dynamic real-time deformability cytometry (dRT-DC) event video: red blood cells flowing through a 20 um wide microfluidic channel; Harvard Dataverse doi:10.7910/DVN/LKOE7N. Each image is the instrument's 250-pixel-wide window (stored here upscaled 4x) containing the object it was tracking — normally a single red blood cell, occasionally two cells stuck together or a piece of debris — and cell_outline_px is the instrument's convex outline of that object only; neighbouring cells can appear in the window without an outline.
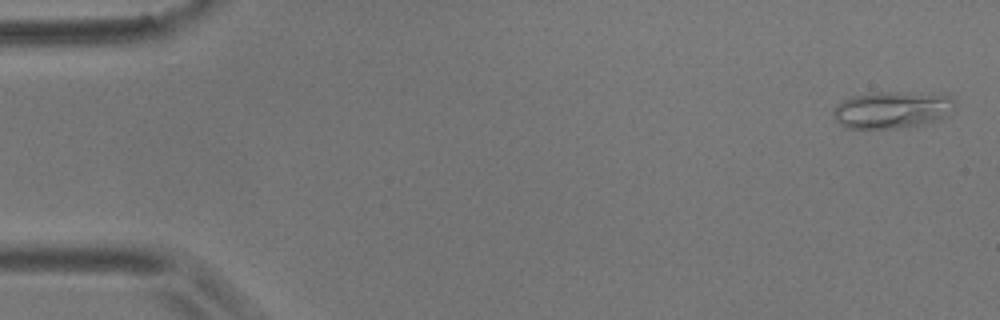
{"species": "common noctule bat (a hibernating species)", "species_latin": "Nyctalus noctula", "temperature_condition": "room temperature", "stored_images_in_passage": 4, "camera_frame_rate_fps": 3000, "um_per_image_px": 0.085, "animal": {"sex": "male", "body_mass_g": 17.9}, "frame": {"image": 1, "passage_image": 1, "time_ms": 0.0, "image_size_px": [1000, 320], "cell_outline_px": [[956, 108], [948, 116], [940, 120], [924, 124], [900, 128], [848, 128], [840, 124], [832, 116], [832, 112], [836, 104], [852, 96], [876, 92], [896, 92], [952, 96], [956, 100]], "centroid_in_image_um": [75.86, 9.34], "position_along_channel_um": 9.1, "area_um2": 26.41}}
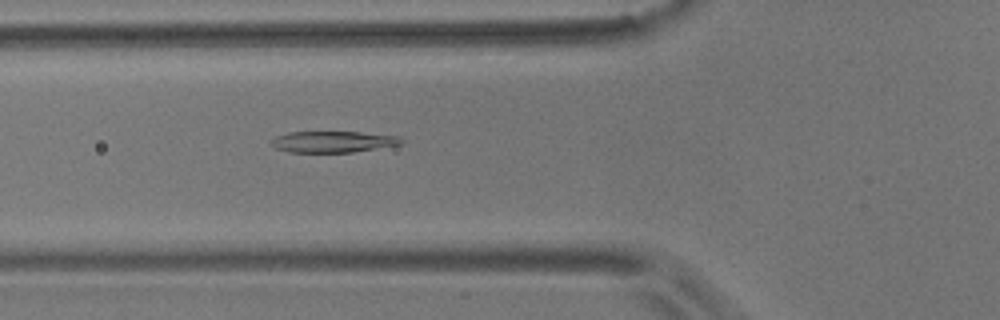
{"frame": {"image": 2, "passage_image": 4, "time_ms": 1.0, "image_size_px": [1000, 320], "cell_outline_px": [[404, 144], [352, 152], [288, 152], [276, 148], [272, 144], [272, 140], [276, 136], [288, 132], [360, 132], [396, 136], [404, 140]], "centroid_in_image_um": [28.32, 12.05], "position_along_channel_um": 97.5, "area_um2": 16.01}}